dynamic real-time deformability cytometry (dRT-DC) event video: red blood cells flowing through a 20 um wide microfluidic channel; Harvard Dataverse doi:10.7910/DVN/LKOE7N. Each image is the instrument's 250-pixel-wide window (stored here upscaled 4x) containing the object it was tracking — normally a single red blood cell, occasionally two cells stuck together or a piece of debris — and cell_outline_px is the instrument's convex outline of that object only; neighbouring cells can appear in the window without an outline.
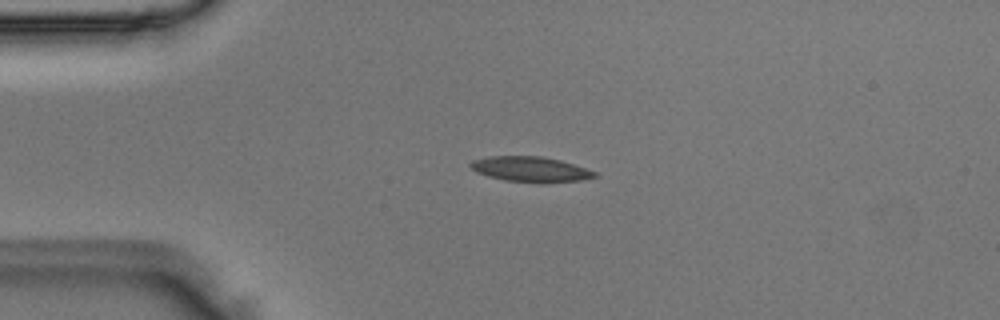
{"species": "Egyptian fruit bat (a non-hibernating species)", "species_latin": "Rousettus aegyptiacus", "temperature_condition": "room temperature", "stored_images_in_passage": 39, "camera_frame_rate_fps": 3000, "um_per_image_px": 0.085, "animal": {"sex": "male"}, "frame": {"image": 1, "passage_image": 1, "time_ms": 0.0, "image_size_px": [1000, 320], "cell_outline_px": [[600, 176], [580, 180], [544, 184], [540, 184], [504, 180], [488, 176], [476, 172], [468, 164], [472, 160], [492, 156], [540, 156], [560, 160], [596, 172]], "centroid_in_image_um": [45.1, 14.41], "position_along_channel_um": 39.9, "area_um2": 18.44}}
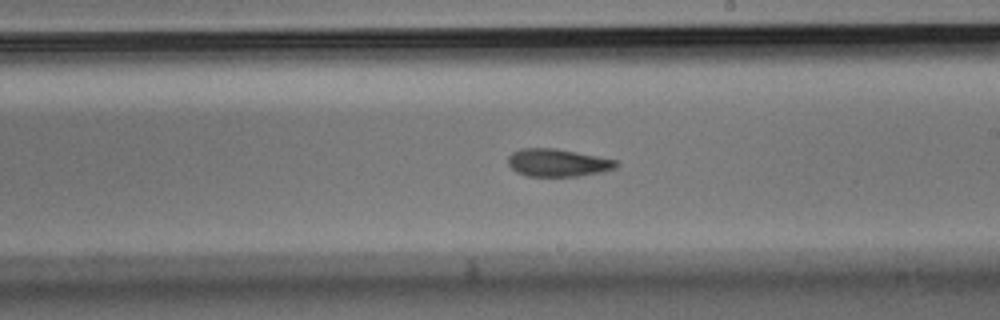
{"frame": {"image": 2, "passage_image": 18, "time_ms": 5.667, "image_size_px": [1000, 320], "cell_outline_px": [[620, 164], [616, 168], [604, 172], [580, 176], [524, 176], [516, 172], [508, 164], [508, 156], [512, 152], [520, 148], [556, 148], [616, 160]], "centroid_in_image_um": [47.4, 13.84], "position_along_channel_um": 241.6, "area_um2": 17.63}}
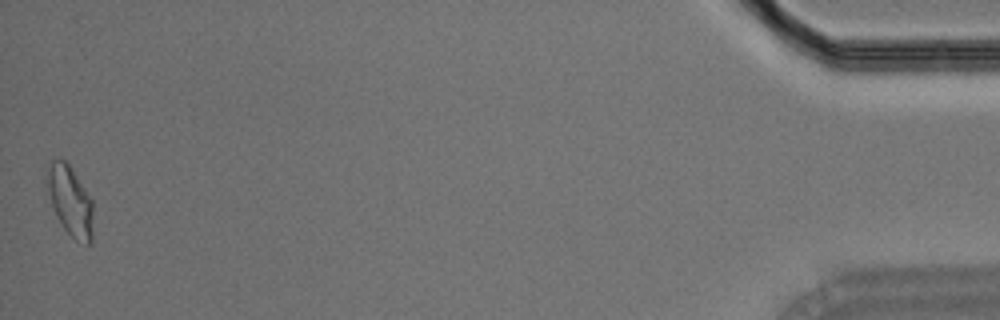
{"frame": {"image": 3, "passage_image": 39, "time_ms": 12.667, "image_size_px": [1000, 320], "cell_outline_px": [[92, 240], [88, 244], [76, 240], [64, 228], [56, 216], [52, 204], [48, 188], [48, 172], [52, 160], [64, 160], [72, 168], [92, 200]], "centroid_in_image_um": [5.99, 17.1], "position_along_channel_um": 429.2, "area_um2": 18.09}}